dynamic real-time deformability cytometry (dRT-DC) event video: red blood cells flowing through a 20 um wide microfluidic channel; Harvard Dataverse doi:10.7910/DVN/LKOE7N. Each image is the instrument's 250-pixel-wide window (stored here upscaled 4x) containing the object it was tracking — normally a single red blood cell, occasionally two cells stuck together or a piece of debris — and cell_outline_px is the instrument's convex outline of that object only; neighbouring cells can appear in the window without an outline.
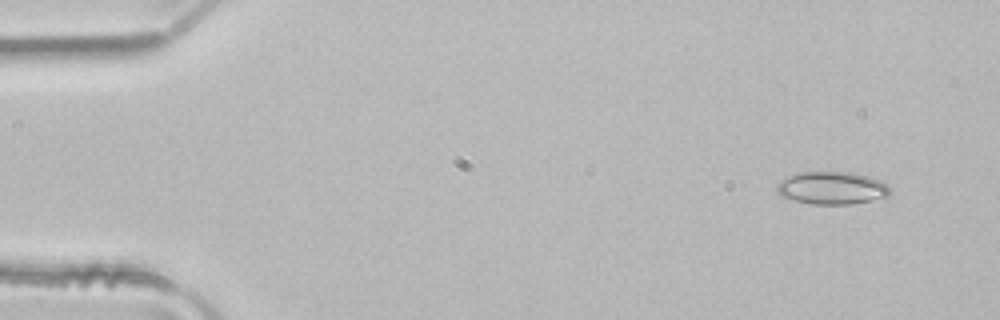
{"species": "common noctule bat (a hibernating species)", "species_latin": "Nyctalus noctula", "temperature_condition": "room temperature", "stored_images_in_passage": 4, "camera_frame_rate_fps": 3000, "um_per_image_px": 0.085, "animal": {"sex": "male", "body_mass_g": 21.5, "forearm_length_mm": 52.0}, "frame": {"image": 1, "passage_image": 1, "time_ms": 0.0, "image_size_px": [1000, 320], "cell_outline_px": [[888, 196], [872, 200], [852, 204], [812, 204], [792, 200], [780, 196], [776, 192], [776, 188], [780, 180], [788, 176], [800, 172], [848, 172], [868, 176], [880, 180], [888, 184]], "centroid_in_image_um": [70.67, 15.98], "position_along_channel_um": 14.3, "area_um2": 21.56}}
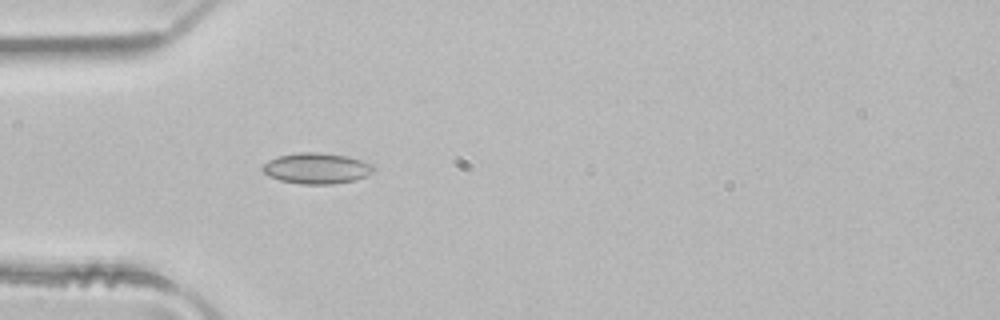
{"frame": {"image": 2, "passage_image": 4, "time_ms": 1.0, "image_size_px": [1000, 320], "cell_outline_px": [[376, 168], [372, 172], [356, 180], [332, 184], [300, 184], [280, 180], [268, 176], [260, 168], [268, 160], [280, 156], [300, 152], [320, 152], [348, 156], [372, 164]], "centroid_in_image_um": [26.91, 14.31], "position_along_channel_um": 58.1, "area_um2": 19.94}}